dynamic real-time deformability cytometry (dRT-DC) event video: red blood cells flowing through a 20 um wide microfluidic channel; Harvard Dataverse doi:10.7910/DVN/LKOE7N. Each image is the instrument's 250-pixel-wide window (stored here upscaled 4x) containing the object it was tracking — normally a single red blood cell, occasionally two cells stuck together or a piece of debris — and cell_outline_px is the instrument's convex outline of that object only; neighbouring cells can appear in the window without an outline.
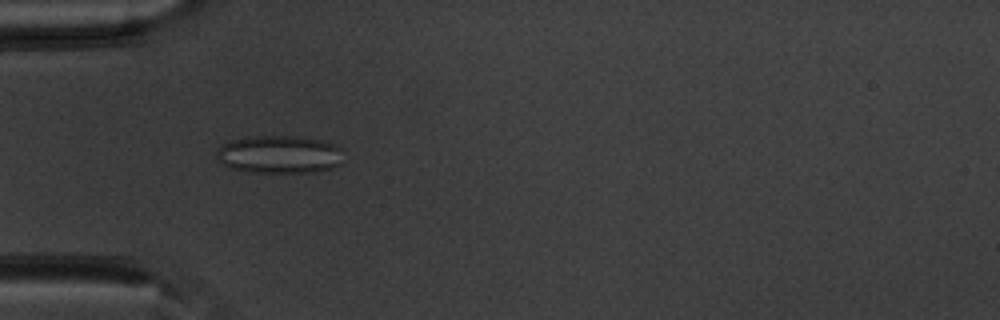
{"species": "common noctule bat (a hibernating species)", "species_latin": "Nyctalus noctula", "temperature_condition": "warm", "stored_images_in_passage": 52, "camera_frame_rate_fps": 3000, "um_per_image_px": 0.085, "animal": {"sex": "male", "body_mass_g": 20.1, "forearm_length_mm": 53.5}, "frame": {"image": 1, "passage_image": 16, "time_ms": 5.0, "image_size_px": [1000, 320], "cell_outline_px": [[344, 148], [340, 164], [332, 168], [316, 172], [248, 172], [228, 168], [220, 164], [216, 160], [216, 152], [224, 144], [232, 140], [244, 136], [300, 136], [320, 140]], "centroid_in_image_um": [23.72, 13.13], "position_along_channel_um": 61.3, "area_um2": 28.44}}
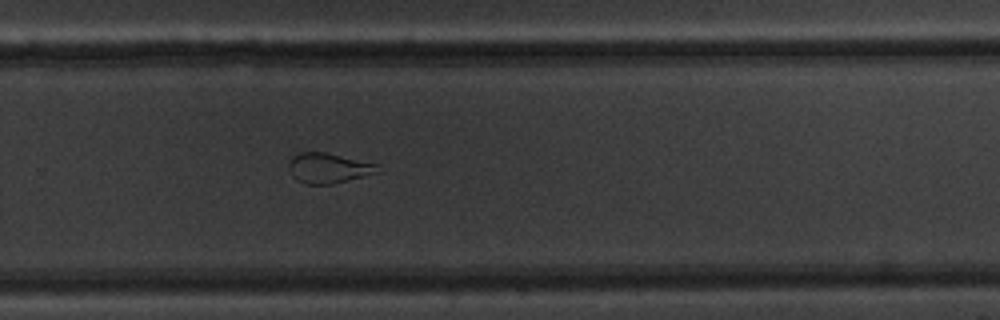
{"frame": {"image": 2, "passage_image": 35, "time_ms": 11.333, "image_size_px": [1000, 320], "cell_outline_px": [[380, 172], [332, 184], [304, 184], [296, 180], [292, 176], [288, 168], [288, 160], [292, 156], [300, 152], [324, 152], [380, 164]], "centroid_in_image_um": [27.91, 14.28], "position_along_channel_um": 301.9, "area_um2": 15.84}}
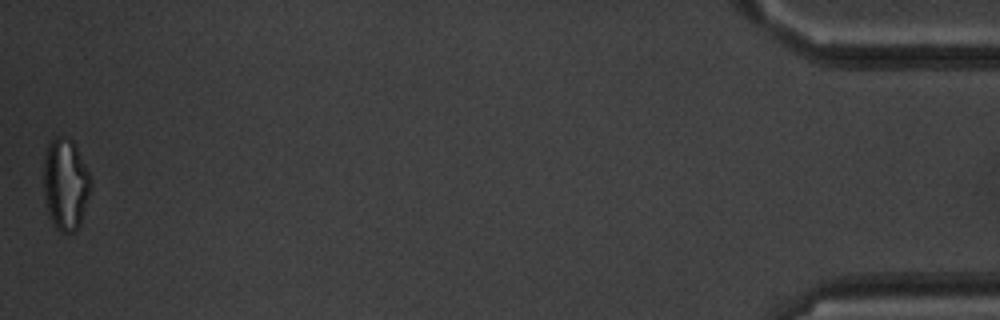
{"frame": {"image": 3, "passage_image": 52, "time_ms": 17.0, "image_size_px": [1000, 320], "cell_outline_px": [[88, 196], [80, 224], [76, 232], [60, 232], [52, 224], [48, 216], [44, 192], [44, 160], [48, 144], [56, 136], [64, 136], [72, 140], [88, 172]], "centroid_in_image_um": [5.52, 15.69], "position_along_channel_um": 429.7, "area_um2": 24.62}, "authors_computed_cell_mechanics": {"area_um2": 23.7558, "velocity_mm_per_s": 3.8346, "shape_relaxation_time_tau1_ms": null, "shape_relaxation_time_tau2_ms": 1.393, "deformation_change_tau1": null, "deformation_change_tau2": 0.0962}}